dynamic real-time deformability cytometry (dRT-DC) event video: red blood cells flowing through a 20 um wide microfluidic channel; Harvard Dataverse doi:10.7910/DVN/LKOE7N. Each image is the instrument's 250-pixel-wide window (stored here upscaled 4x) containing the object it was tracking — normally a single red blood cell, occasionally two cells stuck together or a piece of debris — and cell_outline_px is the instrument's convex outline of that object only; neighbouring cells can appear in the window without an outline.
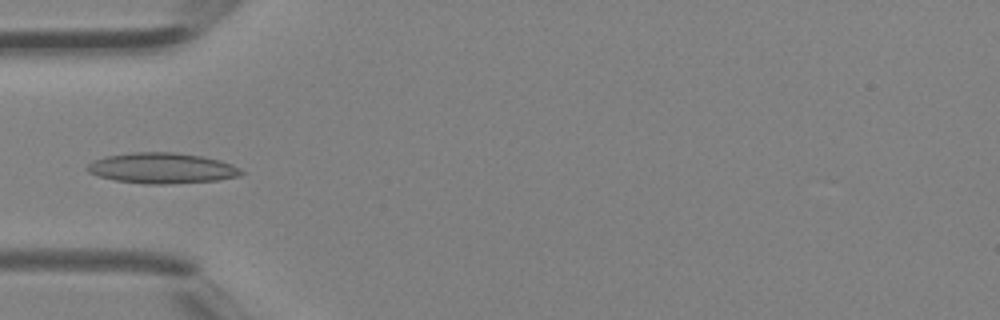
{"species": "Egyptian fruit bat (a non-hibernating species)", "species_latin": "Rousettus aegyptiacus", "temperature_condition": "room temperature", "stored_images_in_passage": 4, "camera_frame_rate_fps": 3000, "um_per_image_px": 0.085, "animal": {"sex": "female"}, "frame": {"image": 1, "passage_image": 4, "time_ms": 1.0, "image_size_px": [1000, 320], "cell_outline_px": [[244, 172], [240, 176], [216, 180], [164, 184], [144, 184], [116, 180], [100, 176], [88, 172], [84, 168], [92, 160], [108, 156], [132, 152], [176, 152], [204, 156], [220, 160], [232, 164], [240, 168]], "centroid_in_image_um": [13.77, 14.28], "position_along_channel_um": 71.2, "area_um2": 27.51}}